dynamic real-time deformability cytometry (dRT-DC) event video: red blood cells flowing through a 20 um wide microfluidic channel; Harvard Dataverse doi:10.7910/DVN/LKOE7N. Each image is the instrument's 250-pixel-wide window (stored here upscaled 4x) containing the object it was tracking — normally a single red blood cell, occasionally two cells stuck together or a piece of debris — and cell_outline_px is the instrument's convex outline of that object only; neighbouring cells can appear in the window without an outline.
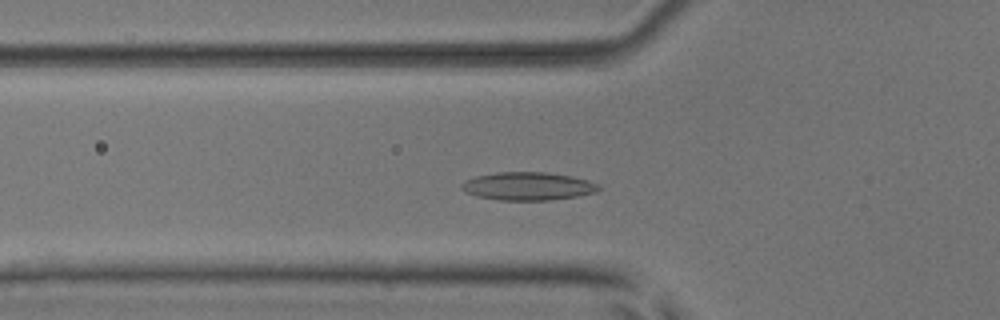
{"species": "common noctule bat (a hibernating species)", "species_latin": "Nyctalus noctula", "temperature_condition": "room temperature", "stored_images_in_passage": 50, "camera_frame_rate_fps": 3000, "um_per_image_px": 0.085, "animal": {"sex": "male", "body_mass_g": 17.9, "forearm_length_mm": 54.2}, "frame": {"image": 1, "passage_image": 16, "time_ms": 5.0, "image_size_px": [1000, 320], "cell_outline_px": [[600, 188], [596, 192], [580, 196], [552, 200], [500, 200], [476, 196], [464, 192], [460, 188], [460, 184], [464, 180], [476, 176], [496, 172], [548, 172], [588, 180], [600, 184]], "centroid_in_image_um": [44.85, 15.83], "position_along_channel_um": 80.9, "area_um2": 22.66}}
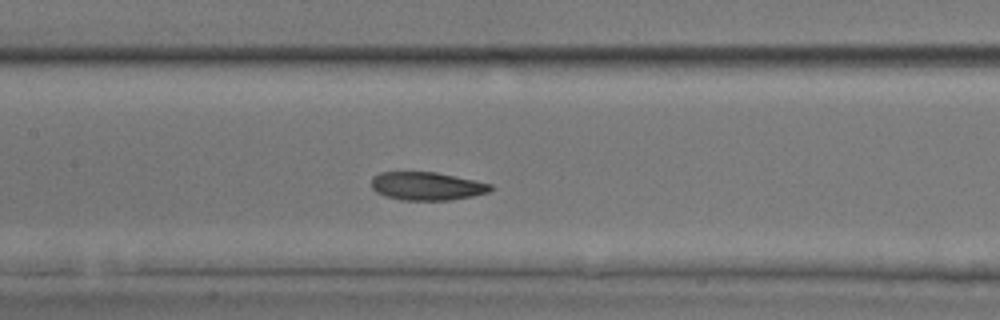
{"frame": {"image": 2, "passage_image": 23, "time_ms": 7.333, "image_size_px": [1000, 320], "cell_outline_px": [[492, 188], [488, 192], [472, 196], [448, 200], [400, 200], [384, 196], [376, 192], [372, 188], [372, 176], [380, 172], [436, 172], [476, 180], [492, 184]], "centroid_in_image_um": [36.26, 15.81], "position_along_channel_um": 171.1, "area_um2": 19.65}}
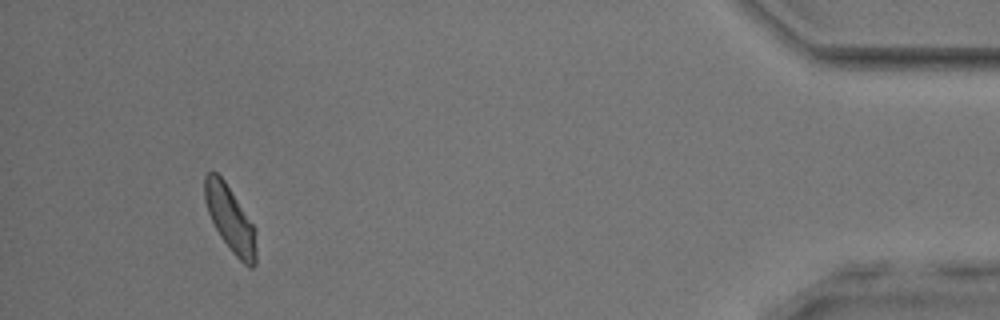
{"frame": {"image": 3, "passage_image": 47, "time_ms": 15.333, "image_size_px": [1000, 320], "cell_outline_px": [[256, 264], [252, 268], [248, 268], [232, 252], [220, 236], [208, 212], [204, 200], [204, 176], [208, 172], [216, 172], [224, 180], [256, 228]], "centroid_in_image_um": [19.58, 18.63], "position_along_channel_um": 415.6, "area_um2": 19.71}, "authors_computed_cell_mechanics": {"area_um2": 20.23, "velocity_mm_per_s": 3.8678, "shape_relaxation_time_tau1_ms": 4.0113, "shape_relaxation_time_tau2_ms": 2.8549, "deformation_change_tau1": 0.0913, "deformation_change_tau2": 0.0843}}